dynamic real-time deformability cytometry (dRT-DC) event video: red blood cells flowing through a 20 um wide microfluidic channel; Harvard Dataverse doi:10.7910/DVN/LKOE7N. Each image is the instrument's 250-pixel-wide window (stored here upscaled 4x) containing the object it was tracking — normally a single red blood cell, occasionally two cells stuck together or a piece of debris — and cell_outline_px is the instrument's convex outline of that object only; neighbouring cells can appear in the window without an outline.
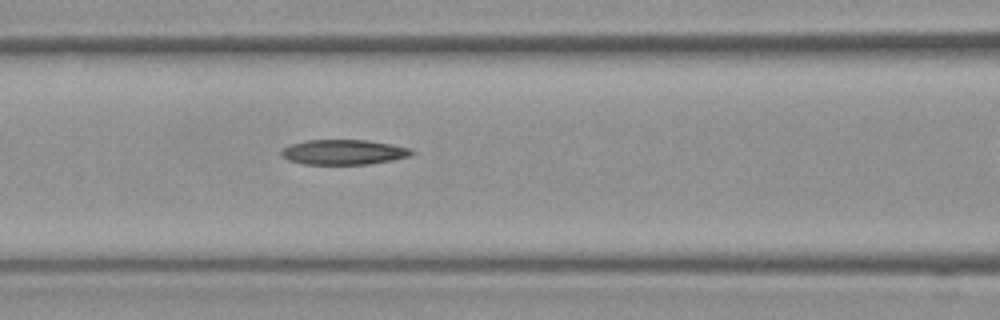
{"species": "Egyptian fruit bat (a non-hibernating species)", "species_latin": "Rousettus aegyptiacus", "temperature_condition": "room temperature", "stored_images_in_passage": 13, "camera_frame_rate_fps": 3000, "um_per_image_px": 0.085, "frame": {"image": 1, "passage_image": 8, "time_ms": 2.333, "image_size_px": [1000, 320], "cell_outline_px": [[416, 152], [412, 156], [392, 160], [368, 164], [304, 164], [288, 160], [280, 156], [280, 152], [284, 148], [292, 144], [308, 140], [368, 140], [392, 144], [408, 148]], "centroid_in_image_um": [29.23, 12.93], "position_along_channel_um": 137.4, "area_um2": 19.02}}
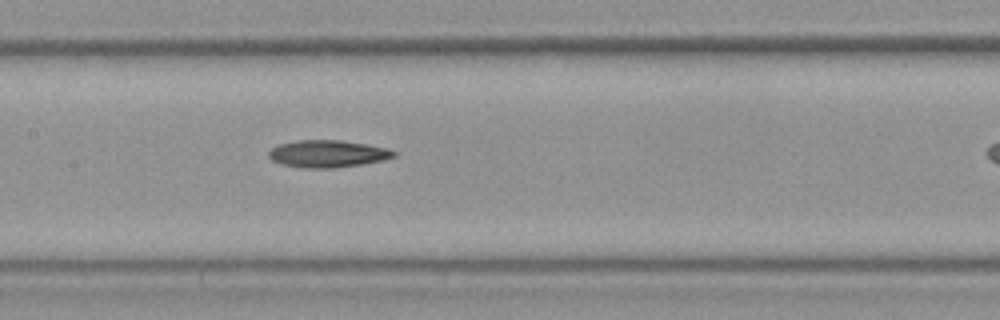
{"frame": {"image": 2, "passage_image": 10, "time_ms": 3.0, "image_size_px": [1000, 320], "cell_outline_px": [[396, 156], [380, 160], [360, 164], [332, 168], [304, 168], [284, 164], [272, 160], [268, 156], [268, 152], [272, 148], [280, 144], [296, 140], [340, 140], [388, 148], [396, 152]], "centroid_in_image_um": [27.83, 13.06], "position_along_channel_um": 179.6, "area_um2": 19.54}}